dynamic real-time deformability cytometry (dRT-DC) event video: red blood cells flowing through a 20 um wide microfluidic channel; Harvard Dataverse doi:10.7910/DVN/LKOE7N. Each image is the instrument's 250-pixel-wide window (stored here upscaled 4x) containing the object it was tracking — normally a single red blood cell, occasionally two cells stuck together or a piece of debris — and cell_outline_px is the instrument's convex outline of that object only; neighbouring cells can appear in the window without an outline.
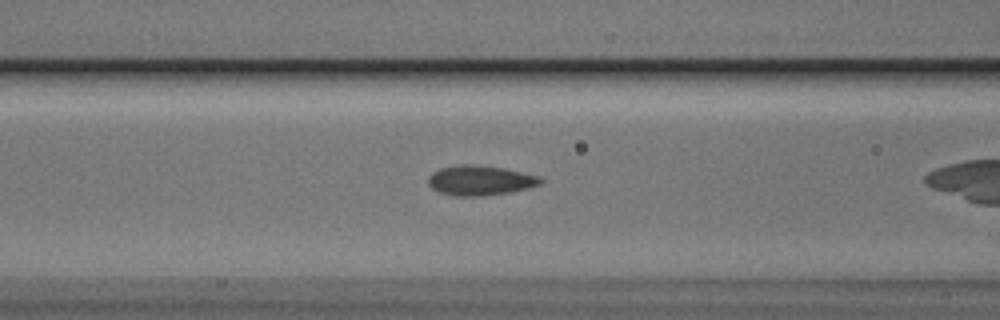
{"species": "Egyptian fruit bat (a non-hibernating species)", "species_latin": "Rousettus aegyptiacus", "temperature_condition": "cold", "stored_images_in_passage": 35, "camera_frame_rate_fps": 3000, "um_per_image_px": 0.085, "animal": {"sex": "male"}, "frame": {"image": 1, "passage_image": 15, "time_ms": 4.667, "image_size_px": [1000, 320], "cell_outline_px": [[544, 180], [540, 184], [528, 188], [508, 192], [484, 196], [452, 196], [440, 192], [432, 188], [428, 184], [428, 176], [432, 172], [440, 168], [464, 164], [504, 168], [540, 176]], "centroid_in_image_um": [40.8, 15.34], "position_along_channel_um": 125.8, "area_um2": 19.48}}
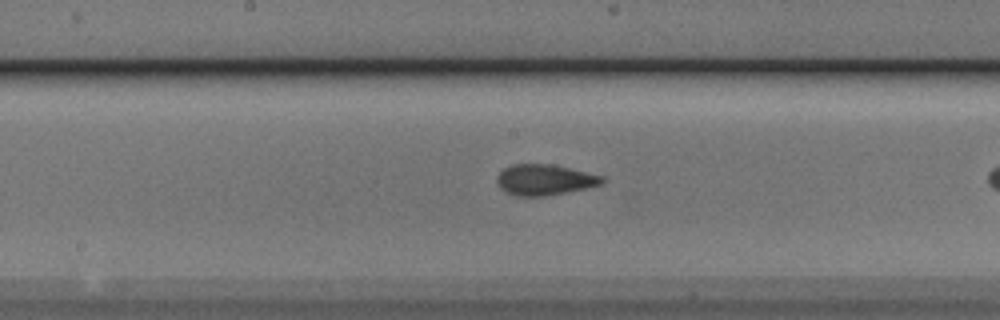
{"frame": {"image": 2, "passage_image": 21, "time_ms": 6.667, "image_size_px": [1000, 320], "cell_outline_px": [[608, 180], [600, 184], [568, 192], [544, 196], [516, 196], [500, 188], [496, 180], [496, 176], [504, 168], [512, 164], [552, 164], [604, 176]], "centroid_in_image_um": [46.29, 15.27], "position_along_channel_um": 201.9, "area_um2": 18.84}}
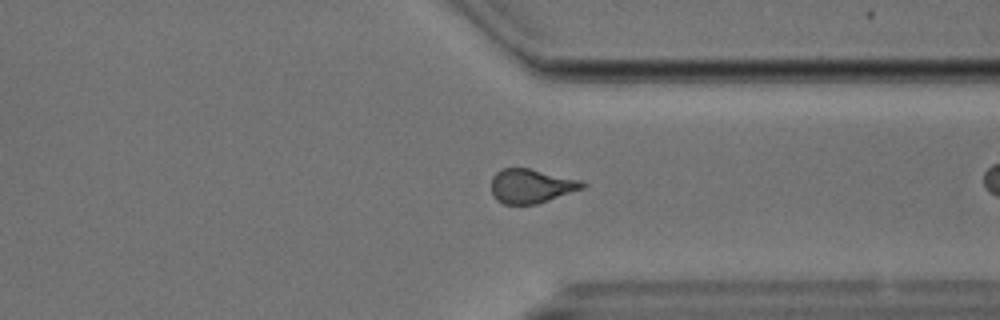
{"frame": {"image": 3, "passage_image": 34, "time_ms": 11.0, "image_size_px": [1000, 320], "cell_outline_px": [[588, 184], [584, 188], [536, 204], [504, 204], [496, 200], [492, 196], [492, 176], [500, 168], [528, 168], [584, 180]], "centroid_in_image_um": [45.16, 15.8], "position_along_channel_um": 366.2, "area_um2": 18.32}}